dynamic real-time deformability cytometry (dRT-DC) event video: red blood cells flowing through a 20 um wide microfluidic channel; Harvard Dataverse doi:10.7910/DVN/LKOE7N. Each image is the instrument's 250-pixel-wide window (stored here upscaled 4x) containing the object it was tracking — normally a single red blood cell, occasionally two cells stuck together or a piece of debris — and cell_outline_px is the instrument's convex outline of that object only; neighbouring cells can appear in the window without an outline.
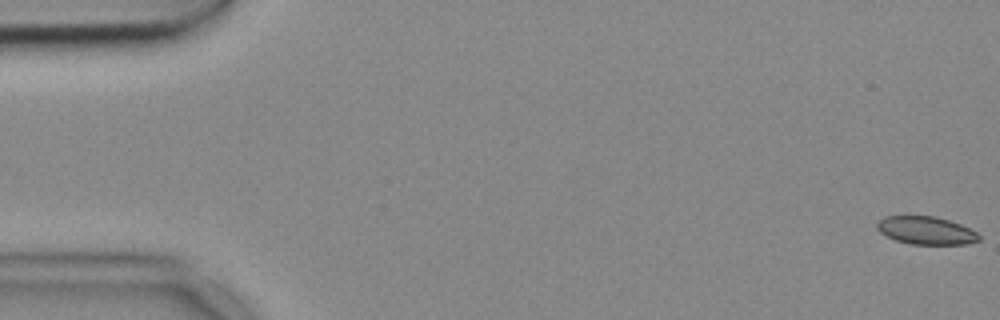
{"species": "common noctule bat (a hibernating species)", "species_latin": "Nyctalus noctula", "temperature_condition": "cold", "stored_images_in_passage": 56, "camera_frame_rate_fps": 3000, "um_per_image_px": 0.085, "animal": {"sex": "female", "body_mass_g": 18.4}, "frame": {"image": 1, "passage_image": 1, "time_ms": 0.0, "image_size_px": [1000, 320], "cell_outline_px": [[980, 240], [968, 244], [912, 244], [896, 240], [880, 232], [876, 228], [876, 224], [884, 216], [936, 216], [960, 224], [976, 232], [980, 236]], "centroid_in_image_um": [78.72, 19.59], "position_along_channel_um": 6.3, "area_um2": 16.47}}
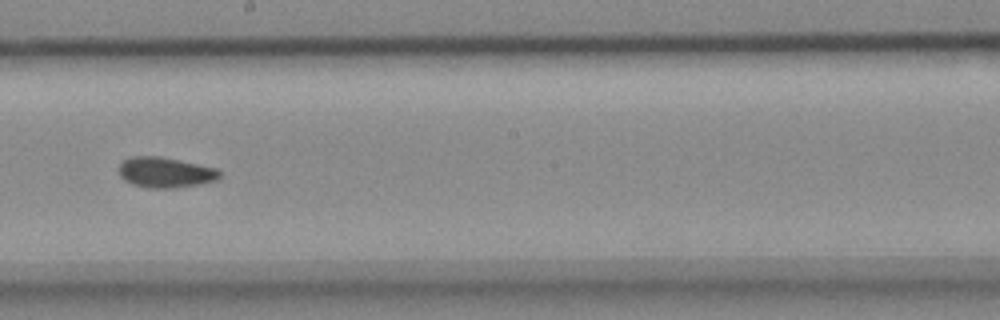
{"frame": {"image": 2, "passage_image": 31, "time_ms": 10.0, "image_size_px": [1000, 320], "cell_outline_px": [[220, 176], [216, 180], [196, 184], [172, 188], [148, 188], [132, 184], [124, 180], [120, 176], [120, 164], [124, 160], [132, 156], [160, 156], [216, 168], [220, 172]], "centroid_in_image_um": [14.02, 14.65], "position_along_channel_um": 234.2, "area_um2": 17.63}}
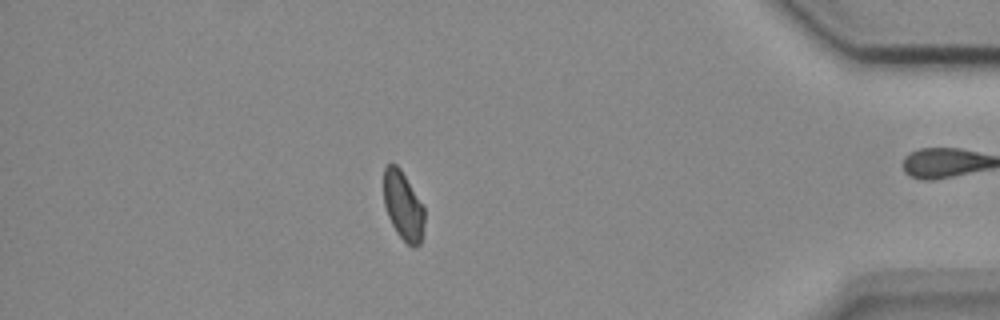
{"frame": {"image": 3, "passage_image": 48, "time_ms": 15.667, "image_size_px": [1000, 320], "cell_outline_px": [[424, 224], [420, 244], [416, 248], [412, 248], [396, 232], [388, 216], [384, 204], [384, 168], [388, 164], [396, 164], [400, 168], [424, 208]], "centroid_in_image_um": [34.26, 17.52], "position_along_channel_um": 400.9, "area_um2": 16.13}, "authors_computed_cell_mechanics": {"area_um2": 17.5712, "velocity_mm_per_s": 3.6839, "shape_relaxation_time_tau1_ms": 9.6538, "shape_relaxation_time_tau2_ms": 2.1132, "deformation_change_tau1": 0.135, "deformation_change_tau2": 0.0612}}